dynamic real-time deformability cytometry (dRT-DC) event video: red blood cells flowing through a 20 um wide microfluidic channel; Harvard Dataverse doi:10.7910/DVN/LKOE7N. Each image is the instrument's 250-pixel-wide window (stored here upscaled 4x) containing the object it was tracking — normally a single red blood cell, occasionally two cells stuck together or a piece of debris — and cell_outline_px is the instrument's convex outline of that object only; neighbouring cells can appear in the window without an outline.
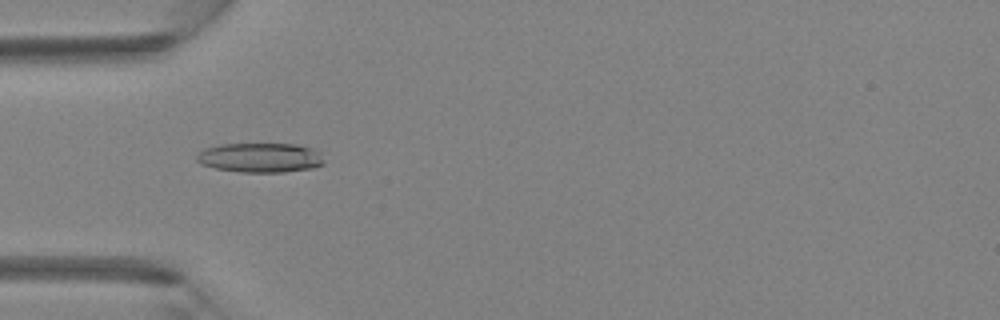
{"species": "Egyptian fruit bat (a non-hibernating species)", "species_latin": "Rousettus aegyptiacus", "temperature_condition": "room temperature", "stored_images_in_passage": 5, "camera_frame_rate_fps": 3000, "um_per_image_px": 0.085, "animal": {"sex": "female"}, "frame": {"image": 1, "passage_image": 4, "time_ms": 1.0, "image_size_px": [1000, 320], "cell_outline_px": [[324, 164], [312, 168], [284, 172], [240, 172], [216, 168], [200, 164], [196, 160], [196, 156], [204, 148], [220, 144], [296, 144], [312, 148], [320, 152], [324, 160]], "centroid_in_image_um": [22.13, 13.4], "position_along_channel_um": 62.9, "area_um2": 22.02}}
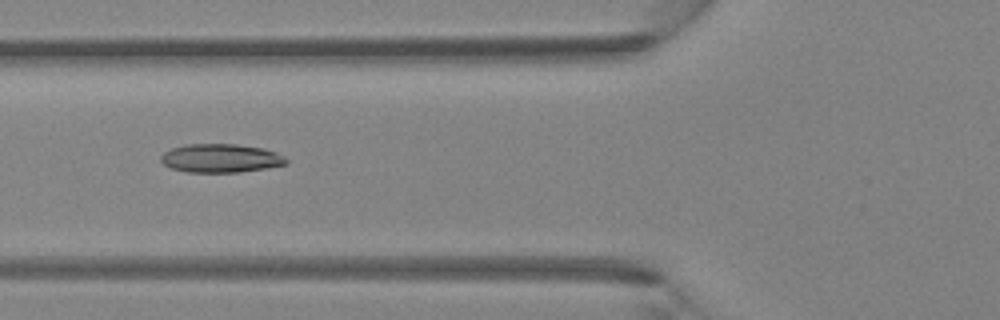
{"frame": {"image": 2, "passage_image": 5, "time_ms": 1.333, "image_size_px": [1000, 320], "cell_outline_px": [[288, 164], [268, 168], [240, 172], [188, 172], [172, 168], [164, 164], [160, 160], [160, 156], [164, 152], [172, 148], [184, 144], [236, 144], [264, 148], [276, 152], [284, 156], [288, 160]], "centroid_in_image_um": [18.79, 13.44], "position_along_channel_um": 107.0, "area_um2": 21.04}}